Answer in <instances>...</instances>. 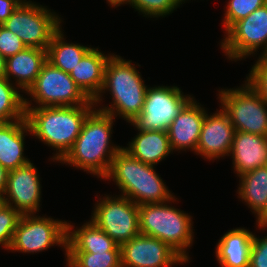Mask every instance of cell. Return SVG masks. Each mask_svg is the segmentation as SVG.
I'll use <instances>...</instances> for the list:
<instances>
[{"label":"cell","instance_id":"obj_1","mask_svg":"<svg viewBox=\"0 0 267 267\" xmlns=\"http://www.w3.org/2000/svg\"><path fill=\"white\" fill-rule=\"evenodd\" d=\"M114 122L112 115L95 108L84 121L72 148L59 162L103 179L110 170L113 158L122 148L110 139Z\"/></svg>","mask_w":267,"mask_h":267},{"label":"cell","instance_id":"obj_2","mask_svg":"<svg viewBox=\"0 0 267 267\" xmlns=\"http://www.w3.org/2000/svg\"><path fill=\"white\" fill-rule=\"evenodd\" d=\"M93 100L81 106L25 107L32 136L51 147L58 162L72 148L87 116L95 109Z\"/></svg>","mask_w":267,"mask_h":267},{"label":"cell","instance_id":"obj_3","mask_svg":"<svg viewBox=\"0 0 267 267\" xmlns=\"http://www.w3.org/2000/svg\"><path fill=\"white\" fill-rule=\"evenodd\" d=\"M144 82L132 60L127 61L122 56L112 53L105 66L102 89L93 100L95 108L114 118L119 116L130 123L143 109L148 88ZM106 91H109L112 102L107 104L108 106H100L98 104L102 103V96Z\"/></svg>","mask_w":267,"mask_h":267},{"label":"cell","instance_id":"obj_4","mask_svg":"<svg viewBox=\"0 0 267 267\" xmlns=\"http://www.w3.org/2000/svg\"><path fill=\"white\" fill-rule=\"evenodd\" d=\"M114 181L125 196L138 206L163 203L175 196L155 171V165L143 163L121 148L112 160L108 174L103 178Z\"/></svg>","mask_w":267,"mask_h":267},{"label":"cell","instance_id":"obj_5","mask_svg":"<svg viewBox=\"0 0 267 267\" xmlns=\"http://www.w3.org/2000/svg\"><path fill=\"white\" fill-rule=\"evenodd\" d=\"M175 201L176 197L163 203L138 206L140 234L167 243L188 263L187 250L194 241L192 216L170 204Z\"/></svg>","mask_w":267,"mask_h":267},{"label":"cell","instance_id":"obj_6","mask_svg":"<svg viewBox=\"0 0 267 267\" xmlns=\"http://www.w3.org/2000/svg\"><path fill=\"white\" fill-rule=\"evenodd\" d=\"M218 92L220 107L236 131L267 137V103L246 80L240 87Z\"/></svg>","mask_w":267,"mask_h":267},{"label":"cell","instance_id":"obj_7","mask_svg":"<svg viewBox=\"0 0 267 267\" xmlns=\"http://www.w3.org/2000/svg\"><path fill=\"white\" fill-rule=\"evenodd\" d=\"M26 94L30 98H24L25 107L81 106L90 101L69 73L48 61L43 64L34 84ZM32 101L37 106H33Z\"/></svg>","mask_w":267,"mask_h":267},{"label":"cell","instance_id":"obj_8","mask_svg":"<svg viewBox=\"0 0 267 267\" xmlns=\"http://www.w3.org/2000/svg\"><path fill=\"white\" fill-rule=\"evenodd\" d=\"M62 18L47 6L29 2L19 5L2 24L16 34L27 47L47 50L52 37L62 27Z\"/></svg>","mask_w":267,"mask_h":267},{"label":"cell","instance_id":"obj_9","mask_svg":"<svg viewBox=\"0 0 267 267\" xmlns=\"http://www.w3.org/2000/svg\"><path fill=\"white\" fill-rule=\"evenodd\" d=\"M91 220L118 245L140 234L139 208L122 195H104L96 200Z\"/></svg>","mask_w":267,"mask_h":267},{"label":"cell","instance_id":"obj_10","mask_svg":"<svg viewBox=\"0 0 267 267\" xmlns=\"http://www.w3.org/2000/svg\"><path fill=\"white\" fill-rule=\"evenodd\" d=\"M66 239L67 221L26 214L17 224L9 251L34 254L58 245L65 249L66 257Z\"/></svg>","mask_w":267,"mask_h":267},{"label":"cell","instance_id":"obj_11","mask_svg":"<svg viewBox=\"0 0 267 267\" xmlns=\"http://www.w3.org/2000/svg\"><path fill=\"white\" fill-rule=\"evenodd\" d=\"M178 86H154L146 90L141 113L130 122L138 131H167L174 118L193 98Z\"/></svg>","mask_w":267,"mask_h":267},{"label":"cell","instance_id":"obj_12","mask_svg":"<svg viewBox=\"0 0 267 267\" xmlns=\"http://www.w3.org/2000/svg\"><path fill=\"white\" fill-rule=\"evenodd\" d=\"M224 36L220 48L228 60H245L261 48L260 55L267 54V3L235 22Z\"/></svg>","mask_w":267,"mask_h":267},{"label":"cell","instance_id":"obj_13","mask_svg":"<svg viewBox=\"0 0 267 267\" xmlns=\"http://www.w3.org/2000/svg\"><path fill=\"white\" fill-rule=\"evenodd\" d=\"M186 261L167 243L139 234L121 245V267H172Z\"/></svg>","mask_w":267,"mask_h":267},{"label":"cell","instance_id":"obj_14","mask_svg":"<svg viewBox=\"0 0 267 267\" xmlns=\"http://www.w3.org/2000/svg\"><path fill=\"white\" fill-rule=\"evenodd\" d=\"M33 163L8 172L3 203L13 207L21 215L36 214L40 210L41 182Z\"/></svg>","mask_w":267,"mask_h":267},{"label":"cell","instance_id":"obj_15","mask_svg":"<svg viewBox=\"0 0 267 267\" xmlns=\"http://www.w3.org/2000/svg\"><path fill=\"white\" fill-rule=\"evenodd\" d=\"M235 131L221 107L212 115L206 112L195 154L209 161L229 156Z\"/></svg>","mask_w":267,"mask_h":267},{"label":"cell","instance_id":"obj_16","mask_svg":"<svg viewBox=\"0 0 267 267\" xmlns=\"http://www.w3.org/2000/svg\"><path fill=\"white\" fill-rule=\"evenodd\" d=\"M194 97L170 124L167 134L172 151L191 150L196 153L202 123L207 112Z\"/></svg>","mask_w":267,"mask_h":267},{"label":"cell","instance_id":"obj_17","mask_svg":"<svg viewBox=\"0 0 267 267\" xmlns=\"http://www.w3.org/2000/svg\"><path fill=\"white\" fill-rule=\"evenodd\" d=\"M229 156L234 173L241 176L267 165V137L235 131Z\"/></svg>","mask_w":267,"mask_h":267},{"label":"cell","instance_id":"obj_18","mask_svg":"<svg viewBox=\"0 0 267 267\" xmlns=\"http://www.w3.org/2000/svg\"><path fill=\"white\" fill-rule=\"evenodd\" d=\"M46 61L47 50L26 47L23 51L5 59V78L20 91L26 93L34 84ZM12 79L14 80L12 81Z\"/></svg>","mask_w":267,"mask_h":267},{"label":"cell","instance_id":"obj_19","mask_svg":"<svg viewBox=\"0 0 267 267\" xmlns=\"http://www.w3.org/2000/svg\"><path fill=\"white\" fill-rule=\"evenodd\" d=\"M31 135L27 119L0 123V164L9 172L31 161L24 156L25 136Z\"/></svg>","mask_w":267,"mask_h":267},{"label":"cell","instance_id":"obj_20","mask_svg":"<svg viewBox=\"0 0 267 267\" xmlns=\"http://www.w3.org/2000/svg\"><path fill=\"white\" fill-rule=\"evenodd\" d=\"M99 50L92 47L70 73V77L90 100H94L102 89L105 66L112 55Z\"/></svg>","mask_w":267,"mask_h":267},{"label":"cell","instance_id":"obj_21","mask_svg":"<svg viewBox=\"0 0 267 267\" xmlns=\"http://www.w3.org/2000/svg\"><path fill=\"white\" fill-rule=\"evenodd\" d=\"M72 228H75L74 225L67 221L66 252L121 251V246L92 220L86 221L80 228Z\"/></svg>","mask_w":267,"mask_h":267},{"label":"cell","instance_id":"obj_22","mask_svg":"<svg viewBox=\"0 0 267 267\" xmlns=\"http://www.w3.org/2000/svg\"><path fill=\"white\" fill-rule=\"evenodd\" d=\"M254 233L245 227L233 228L218 241L215 250L221 267H249L250 251Z\"/></svg>","mask_w":267,"mask_h":267},{"label":"cell","instance_id":"obj_23","mask_svg":"<svg viewBox=\"0 0 267 267\" xmlns=\"http://www.w3.org/2000/svg\"><path fill=\"white\" fill-rule=\"evenodd\" d=\"M128 143V146L122 148L134 158L150 165L156 166L173 153L167 131H138Z\"/></svg>","mask_w":267,"mask_h":267},{"label":"cell","instance_id":"obj_24","mask_svg":"<svg viewBox=\"0 0 267 267\" xmlns=\"http://www.w3.org/2000/svg\"><path fill=\"white\" fill-rule=\"evenodd\" d=\"M63 31L61 27L52 37L47 48V61L70 74L92 47L91 45L88 47L79 43H68Z\"/></svg>","mask_w":267,"mask_h":267},{"label":"cell","instance_id":"obj_25","mask_svg":"<svg viewBox=\"0 0 267 267\" xmlns=\"http://www.w3.org/2000/svg\"><path fill=\"white\" fill-rule=\"evenodd\" d=\"M238 198L257 215L267 201V165L239 176Z\"/></svg>","mask_w":267,"mask_h":267},{"label":"cell","instance_id":"obj_26","mask_svg":"<svg viewBox=\"0 0 267 267\" xmlns=\"http://www.w3.org/2000/svg\"><path fill=\"white\" fill-rule=\"evenodd\" d=\"M22 91L5 77H0V123L25 119V106Z\"/></svg>","mask_w":267,"mask_h":267},{"label":"cell","instance_id":"obj_27","mask_svg":"<svg viewBox=\"0 0 267 267\" xmlns=\"http://www.w3.org/2000/svg\"><path fill=\"white\" fill-rule=\"evenodd\" d=\"M67 267H121V251L66 252Z\"/></svg>","mask_w":267,"mask_h":267},{"label":"cell","instance_id":"obj_28","mask_svg":"<svg viewBox=\"0 0 267 267\" xmlns=\"http://www.w3.org/2000/svg\"><path fill=\"white\" fill-rule=\"evenodd\" d=\"M183 0H131L130 6L144 17L159 18L172 14L183 3Z\"/></svg>","mask_w":267,"mask_h":267},{"label":"cell","instance_id":"obj_29","mask_svg":"<svg viewBox=\"0 0 267 267\" xmlns=\"http://www.w3.org/2000/svg\"><path fill=\"white\" fill-rule=\"evenodd\" d=\"M267 0H229L223 17V27L225 32L239 20L246 18L257 8L262 7Z\"/></svg>","mask_w":267,"mask_h":267},{"label":"cell","instance_id":"obj_30","mask_svg":"<svg viewBox=\"0 0 267 267\" xmlns=\"http://www.w3.org/2000/svg\"><path fill=\"white\" fill-rule=\"evenodd\" d=\"M21 214L13 207L2 203L0 205V246L9 250L14 231L21 218Z\"/></svg>","mask_w":267,"mask_h":267},{"label":"cell","instance_id":"obj_31","mask_svg":"<svg viewBox=\"0 0 267 267\" xmlns=\"http://www.w3.org/2000/svg\"><path fill=\"white\" fill-rule=\"evenodd\" d=\"M250 69L249 75L246 76V81L267 103V54L259 55Z\"/></svg>","mask_w":267,"mask_h":267},{"label":"cell","instance_id":"obj_32","mask_svg":"<svg viewBox=\"0 0 267 267\" xmlns=\"http://www.w3.org/2000/svg\"><path fill=\"white\" fill-rule=\"evenodd\" d=\"M27 46L22 40L3 25H0V54L6 59L23 51Z\"/></svg>","mask_w":267,"mask_h":267},{"label":"cell","instance_id":"obj_33","mask_svg":"<svg viewBox=\"0 0 267 267\" xmlns=\"http://www.w3.org/2000/svg\"><path fill=\"white\" fill-rule=\"evenodd\" d=\"M249 267H267V236L252 239Z\"/></svg>","mask_w":267,"mask_h":267},{"label":"cell","instance_id":"obj_34","mask_svg":"<svg viewBox=\"0 0 267 267\" xmlns=\"http://www.w3.org/2000/svg\"><path fill=\"white\" fill-rule=\"evenodd\" d=\"M19 4L14 0H0V25H2L14 12Z\"/></svg>","mask_w":267,"mask_h":267},{"label":"cell","instance_id":"obj_35","mask_svg":"<svg viewBox=\"0 0 267 267\" xmlns=\"http://www.w3.org/2000/svg\"><path fill=\"white\" fill-rule=\"evenodd\" d=\"M256 225L260 230H267V201L264 208L256 215Z\"/></svg>","mask_w":267,"mask_h":267},{"label":"cell","instance_id":"obj_36","mask_svg":"<svg viewBox=\"0 0 267 267\" xmlns=\"http://www.w3.org/2000/svg\"><path fill=\"white\" fill-rule=\"evenodd\" d=\"M8 171L0 164V195L3 196L7 184Z\"/></svg>","mask_w":267,"mask_h":267},{"label":"cell","instance_id":"obj_37","mask_svg":"<svg viewBox=\"0 0 267 267\" xmlns=\"http://www.w3.org/2000/svg\"><path fill=\"white\" fill-rule=\"evenodd\" d=\"M108 6L110 5L111 7L117 8L118 6H121L123 4H128L130 5L131 0H106Z\"/></svg>","mask_w":267,"mask_h":267},{"label":"cell","instance_id":"obj_38","mask_svg":"<svg viewBox=\"0 0 267 267\" xmlns=\"http://www.w3.org/2000/svg\"><path fill=\"white\" fill-rule=\"evenodd\" d=\"M5 58L0 54V77H5Z\"/></svg>","mask_w":267,"mask_h":267},{"label":"cell","instance_id":"obj_39","mask_svg":"<svg viewBox=\"0 0 267 267\" xmlns=\"http://www.w3.org/2000/svg\"><path fill=\"white\" fill-rule=\"evenodd\" d=\"M14 1H16L19 5H23V4H27V3H29V2H31V0H14Z\"/></svg>","mask_w":267,"mask_h":267},{"label":"cell","instance_id":"obj_40","mask_svg":"<svg viewBox=\"0 0 267 267\" xmlns=\"http://www.w3.org/2000/svg\"><path fill=\"white\" fill-rule=\"evenodd\" d=\"M3 203L2 196L0 195V205Z\"/></svg>","mask_w":267,"mask_h":267}]
</instances>
